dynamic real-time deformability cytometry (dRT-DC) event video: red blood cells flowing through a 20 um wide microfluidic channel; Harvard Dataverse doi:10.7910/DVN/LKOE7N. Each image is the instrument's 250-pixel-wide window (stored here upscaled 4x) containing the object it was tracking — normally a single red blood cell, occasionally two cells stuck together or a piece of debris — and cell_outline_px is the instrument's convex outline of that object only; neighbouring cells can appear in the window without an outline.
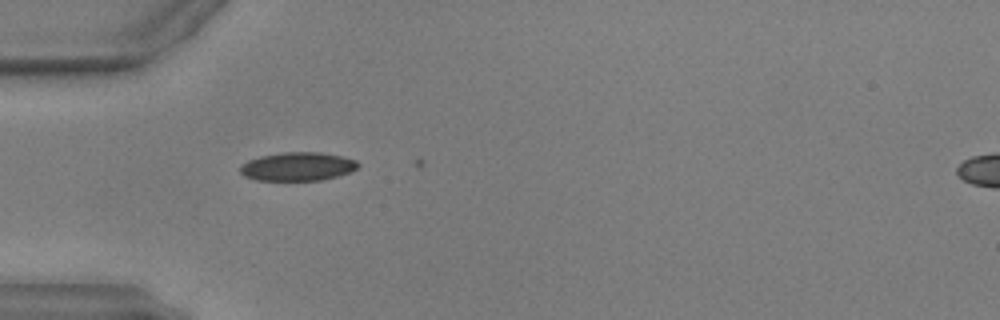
{"species": "common noctule bat (a hibernating species)", "species_latin": "Nyctalus noctula", "temperature_condition": "warm", "stored_images_in_passage": 3, "camera_frame_rate_fps": 3000, "um_per_image_px": 0.085, "animal": {"sex": "male", "body_mass_g": 17.9, "forearm_length_mm": 54.2}, "frame": {"image": 1, "passage_image": 2, "time_ms": 0.333, "image_size_px": [1000, 320], "cell_outline_px": [[360, 164], [352, 172], [320, 180], [256, 180], [244, 176], [240, 172], [240, 164], [248, 160], [260, 156], [284, 152], [320, 152], [340, 156], [356, 160]], "centroid_in_image_um": [25.28, 14.15], "position_along_channel_um": 59.7, "area_um2": 19.59}}